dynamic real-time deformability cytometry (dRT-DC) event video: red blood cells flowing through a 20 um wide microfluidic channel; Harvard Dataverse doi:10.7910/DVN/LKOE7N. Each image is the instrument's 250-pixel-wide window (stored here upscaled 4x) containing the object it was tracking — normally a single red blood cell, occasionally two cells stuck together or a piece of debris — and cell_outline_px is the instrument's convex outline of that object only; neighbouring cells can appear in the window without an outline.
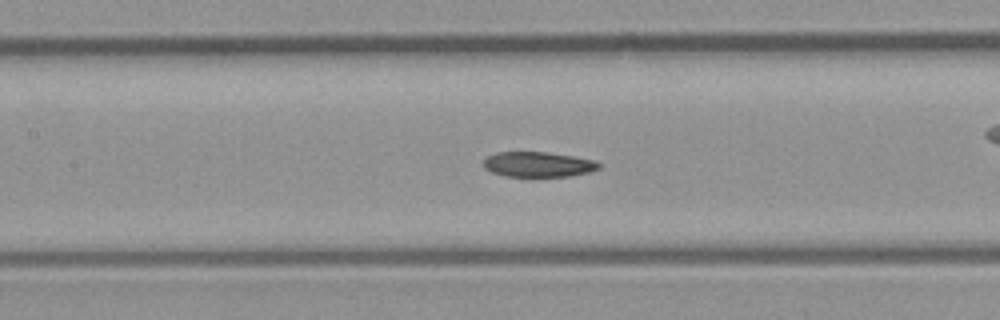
{"species": "common noctule bat (a hibernating species)", "species_latin": "Nyctalus noctula", "temperature_condition": "room temperature", "stored_images_in_passage": 35, "camera_frame_rate_fps": 3000, "um_per_image_px": 0.085, "animal": {"sex": "male", "body_mass_g": 23.1, "forearm_length_mm": 52.7}, "frame": {"image": 1, "passage_image": 9, "time_ms": 2.667, "image_size_px": [1000, 320], "cell_outline_px": [[600, 168], [588, 172], [568, 176], [504, 176], [492, 172], [484, 168], [484, 160], [488, 156], [496, 152], [544, 152], [572, 156], [592, 160], [600, 164]], "centroid_in_image_um": [45.7, 13.97], "position_along_channel_um": 161.7, "area_um2": 16.65}}